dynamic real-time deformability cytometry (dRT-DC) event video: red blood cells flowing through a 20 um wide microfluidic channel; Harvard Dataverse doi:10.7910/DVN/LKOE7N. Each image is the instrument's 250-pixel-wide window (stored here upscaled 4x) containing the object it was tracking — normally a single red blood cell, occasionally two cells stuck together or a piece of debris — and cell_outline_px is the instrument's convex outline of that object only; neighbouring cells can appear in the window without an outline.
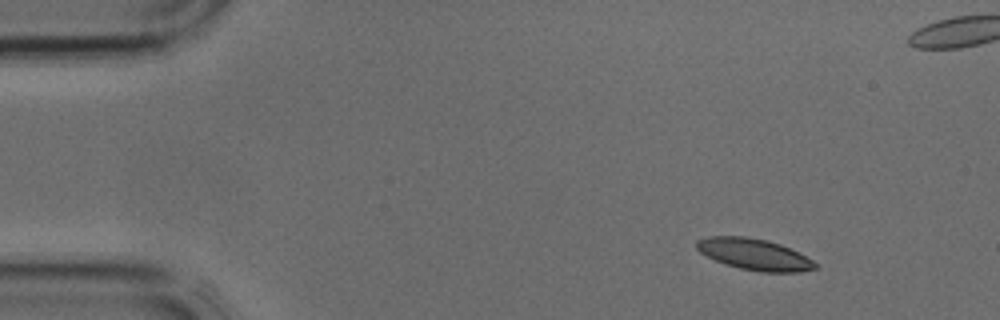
{"species": "common noctule bat (a hibernating species)", "species_latin": "Nyctalus noctula", "temperature_condition": "cold", "stored_images_in_passage": 4, "camera_frame_rate_fps": 3000, "um_per_image_px": 0.085, "animal": {"sex": "male", "body_mass_g": 17.9, "forearm_length_mm": 54.2}, "frame": {"image": 1, "passage_image": 1, "time_ms": 0.0, "image_size_px": [1000, 320], "cell_outline_px": [[816, 268], [800, 272], [760, 272], [740, 268], [716, 260], [700, 252], [696, 248], [696, 240], [708, 236], [744, 236], [764, 240], [780, 244], [812, 260], [816, 264]], "centroid_in_image_um": [64.08, 21.61], "position_along_channel_um": 20.9, "area_um2": 21.21}}